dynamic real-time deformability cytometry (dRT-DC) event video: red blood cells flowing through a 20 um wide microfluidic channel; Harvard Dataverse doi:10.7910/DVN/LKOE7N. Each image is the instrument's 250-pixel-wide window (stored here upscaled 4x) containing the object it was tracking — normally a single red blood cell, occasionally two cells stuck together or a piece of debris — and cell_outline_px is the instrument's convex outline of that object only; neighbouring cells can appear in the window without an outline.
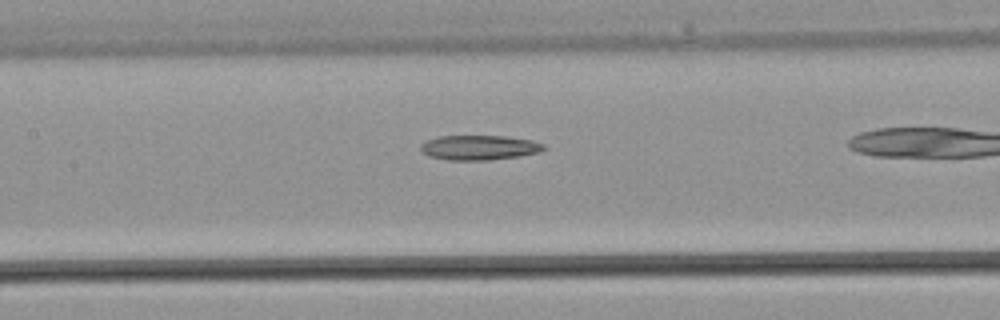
{"species": "common noctule bat (a hibernating species)", "species_latin": "Nyctalus noctula", "temperature_condition": "warm", "stored_images_in_passage": 21, "camera_frame_rate_fps": 3000, "um_per_image_px": 0.085, "animal": {"sex": "male", "body_mass_g": 21.5, "forearm_length_mm": 52.0}, "frame": {"image": 1, "passage_image": 10, "time_ms": 3.0, "image_size_px": [1000, 320], "cell_outline_px": [[544, 148], [536, 152], [520, 156], [488, 160], [448, 160], [428, 156], [420, 152], [420, 144], [428, 140], [440, 136], [504, 136], [532, 140], [544, 144]], "centroid_in_image_um": [40.67, 12.54], "position_along_channel_um": 166.7, "area_um2": 17.69}}
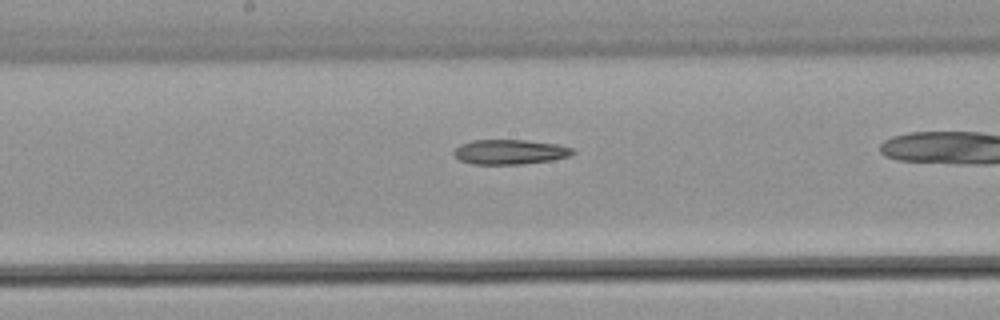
{"frame": {"image": 2, "passage_image": 12, "time_ms": 3.667, "image_size_px": [1000, 320], "cell_outline_px": [[576, 152], [568, 156], [552, 160], [520, 164], [472, 164], [460, 160], [452, 152], [460, 144], [472, 140], [524, 140], [556, 144], [572, 148]], "centroid_in_image_um": [43.32, 12.91], "position_along_channel_um": 204.9, "area_um2": 17.05}}